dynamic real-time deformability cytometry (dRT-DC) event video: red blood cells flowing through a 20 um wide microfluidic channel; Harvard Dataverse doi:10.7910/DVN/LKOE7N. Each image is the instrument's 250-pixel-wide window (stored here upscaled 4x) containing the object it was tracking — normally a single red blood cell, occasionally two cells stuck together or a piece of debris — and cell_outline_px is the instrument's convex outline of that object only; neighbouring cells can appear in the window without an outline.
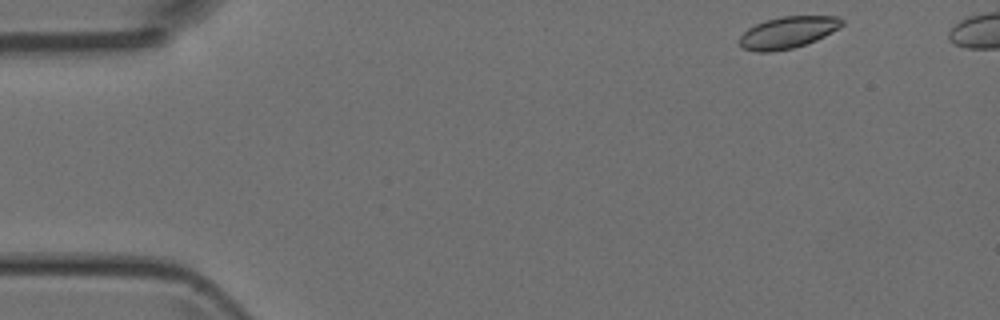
{"species": "Egyptian fruit bat (a non-hibernating species)", "species_latin": "Rousettus aegyptiacus", "temperature_condition": "room temperature", "stored_images_in_passage": 41, "camera_frame_rate_fps": 3000, "um_per_image_px": 0.085, "animal": {"sex": "female"}, "frame": {"image": 1, "passage_image": 1, "time_ms": 0.0, "image_size_px": [1000, 320], "cell_outline_px": [[844, 24], [840, 28], [816, 40], [792, 48], [772, 52], [756, 52], [740, 48], [740, 36], [748, 28], [756, 24], [768, 20], [784, 16], [840, 16], [844, 20]], "centroid_in_image_um": [66.98, 2.76], "position_along_channel_um": 18.0, "area_um2": 18.96}}
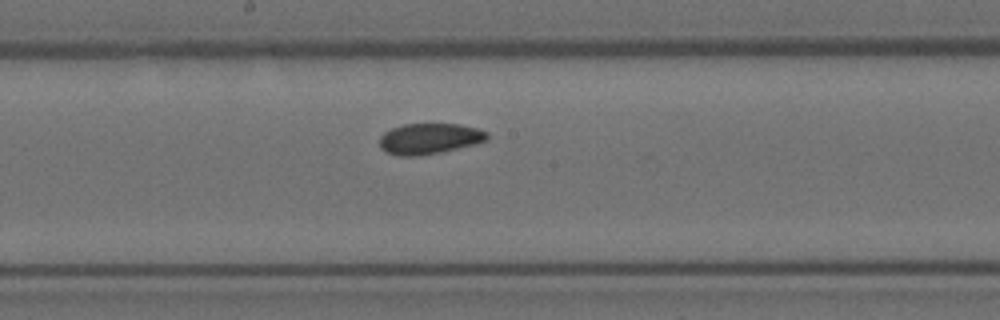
{"frame": {"image": 2, "passage_image": 22, "time_ms": 7.0, "image_size_px": [1000, 320], "cell_outline_px": [[488, 140], [440, 152], [416, 156], [400, 156], [388, 152], [380, 148], [380, 136], [384, 132], [392, 128], [404, 124], [460, 124], [476, 128], [488, 132]], "centroid_in_image_um": [36.48, 11.78], "position_along_channel_um": 211.7, "area_um2": 19.07}}
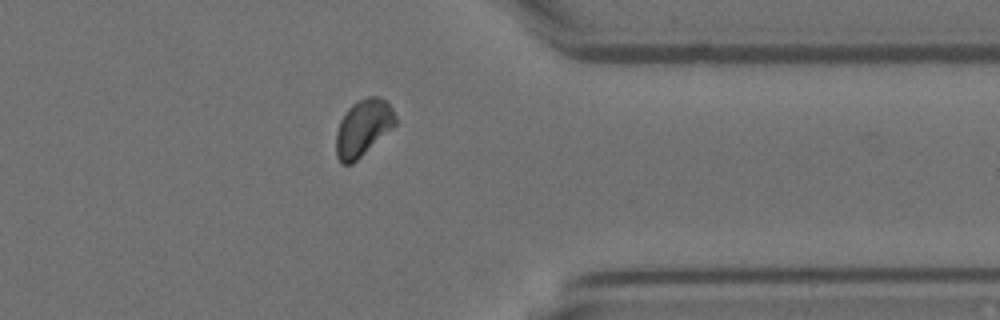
{"frame": {"image": 3, "passage_image": 35, "time_ms": 11.333, "image_size_px": [1000, 320], "cell_outline_px": [[396, 124], [352, 164], [344, 164], [336, 156], [336, 132], [340, 120], [348, 108], [352, 104], [368, 96], [380, 96], [392, 108], [396, 116]], "centroid_in_image_um": [30.85, 10.85], "position_along_channel_um": 380.6, "area_um2": 19.25}}